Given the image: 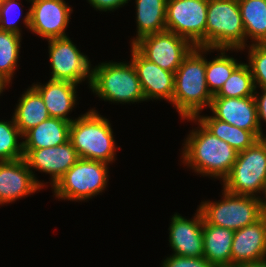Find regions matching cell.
Here are the masks:
<instances>
[{
    "instance_id": "1",
    "label": "cell",
    "mask_w": 266,
    "mask_h": 267,
    "mask_svg": "<svg viewBox=\"0 0 266 267\" xmlns=\"http://www.w3.org/2000/svg\"><path fill=\"white\" fill-rule=\"evenodd\" d=\"M211 50L194 47L175 71L171 103L183 119L196 117L204 107H210L213 96L208 90L205 76L206 58L202 54Z\"/></svg>"
},
{
    "instance_id": "2",
    "label": "cell",
    "mask_w": 266,
    "mask_h": 267,
    "mask_svg": "<svg viewBox=\"0 0 266 267\" xmlns=\"http://www.w3.org/2000/svg\"><path fill=\"white\" fill-rule=\"evenodd\" d=\"M198 124L199 129L192 130L185 140L183 163L195 173L224 180L231 172L238 152L214 136L199 121Z\"/></svg>"
},
{
    "instance_id": "3",
    "label": "cell",
    "mask_w": 266,
    "mask_h": 267,
    "mask_svg": "<svg viewBox=\"0 0 266 267\" xmlns=\"http://www.w3.org/2000/svg\"><path fill=\"white\" fill-rule=\"evenodd\" d=\"M108 119L92 109L75 119L69 128V140L79 158L109 164L115 160V140Z\"/></svg>"
},
{
    "instance_id": "4",
    "label": "cell",
    "mask_w": 266,
    "mask_h": 267,
    "mask_svg": "<svg viewBox=\"0 0 266 267\" xmlns=\"http://www.w3.org/2000/svg\"><path fill=\"white\" fill-rule=\"evenodd\" d=\"M245 42L238 0H208L205 48L240 51Z\"/></svg>"
},
{
    "instance_id": "5",
    "label": "cell",
    "mask_w": 266,
    "mask_h": 267,
    "mask_svg": "<svg viewBox=\"0 0 266 267\" xmlns=\"http://www.w3.org/2000/svg\"><path fill=\"white\" fill-rule=\"evenodd\" d=\"M91 90L104 101L134 103L145 101L133 64L108 62L92 69Z\"/></svg>"
},
{
    "instance_id": "6",
    "label": "cell",
    "mask_w": 266,
    "mask_h": 267,
    "mask_svg": "<svg viewBox=\"0 0 266 267\" xmlns=\"http://www.w3.org/2000/svg\"><path fill=\"white\" fill-rule=\"evenodd\" d=\"M219 202L205 201L199 206L204 220L233 231L255 223L262 215L260 196L232 194L223 189Z\"/></svg>"
},
{
    "instance_id": "7",
    "label": "cell",
    "mask_w": 266,
    "mask_h": 267,
    "mask_svg": "<svg viewBox=\"0 0 266 267\" xmlns=\"http://www.w3.org/2000/svg\"><path fill=\"white\" fill-rule=\"evenodd\" d=\"M266 181V137L239 152L223 189L232 194L257 196Z\"/></svg>"
},
{
    "instance_id": "8",
    "label": "cell",
    "mask_w": 266,
    "mask_h": 267,
    "mask_svg": "<svg viewBox=\"0 0 266 267\" xmlns=\"http://www.w3.org/2000/svg\"><path fill=\"white\" fill-rule=\"evenodd\" d=\"M108 164L79 159L52 187L62 200L84 201L102 192L108 182Z\"/></svg>"
},
{
    "instance_id": "9",
    "label": "cell",
    "mask_w": 266,
    "mask_h": 267,
    "mask_svg": "<svg viewBox=\"0 0 266 267\" xmlns=\"http://www.w3.org/2000/svg\"><path fill=\"white\" fill-rule=\"evenodd\" d=\"M208 0H167L166 30L205 48Z\"/></svg>"
},
{
    "instance_id": "10",
    "label": "cell",
    "mask_w": 266,
    "mask_h": 267,
    "mask_svg": "<svg viewBox=\"0 0 266 267\" xmlns=\"http://www.w3.org/2000/svg\"><path fill=\"white\" fill-rule=\"evenodd\" d=\"M132 46L147 60L174 73L194 48L187 39L167 30L145 36Z\"/></svg>"
},
{
    "instance_id": "11",
    "label": "cell",
    "mask_w": 266,
    "mask_h": 267,
    "mask_svg": "<svg viewBox=\"0 0 266 267\" xmlns=\"http://www.w3.org/2000/svg\"><path fill=\"white\" fill-rule=\"evenodd\" d=\"M51 80L70 81L79 84L92 79L90 60L82 54L69 37L49 39ZM88 77V78H87Z\"/></svg>"
},
{
    "instance_id": "12",
    "label": "cell",
    "mask_w": 266,
    "mask_h": 267,
    "mask_svg": "<svg viewBox=\"0 0 266 267\" xmlns=\"http://www.w3.org/2000/svg\"><path fill=\"white\" fill-rule=\"evenodd\" d=\"M32 6L28 10L24 24L33 33L46 38L67 37L72 8L64 0H30Z\"/></svg>"
},
{
    "instance_id": "13",
    "label": "cell",
    "mask_w": 266,
    "mask_h": 267,
    "mask_svg": "<svg viewBox=\"0 0 266 267\" xmlns=\"http://www.w3.org/2000/svg\"><path fill=\"white\" fill-rule=\"evenodd\" d=\"M23 152L34 178L36 179L32 169L49 173L52 186L80 159L70 140L53 147L23 149Z\"/></svg>"
},
{
    "instance_id": "14",
    "label": "cell",
    "mask_w": 266,
    "mask_h": 267,
    "mask_svg": "<svg viewBox=\"0 0 266 267\" xmlns=\"http://www.w3.org/2000/svg\"><path fill=\"white\" fill-rule=\"evenodd\" d=\"M209 108L216 119L251 131L258 139H261L254 96L242 98L213 97Z\"/></svg>"
},
{
    "instance_id": "15",
    "label": "cell",
    "mask_w": 266,
    "mask_h": 267,
    "mask_svg": "<svg viewBox=\"0 0 266 267\" xmlns=\"http://www.w3.org/2000/svg\"><path fill=\"white\" fill-rule=\"evenodd\" d=\"M44 187L34 178L24 158L0 162V205L35 193Z\"/></svg>"
},
{
    "instance_id": "16",
    "label": "cell",
    "mask_w": 266,
    "mask_h": 267,
    "mask_svg": "<svg viewBox=\"0 0 266 267\" xmlns=\"http://www.w3.org/2000/svg\"><path fill=\"white\" fill-rule=\"evenodd\" d=\"M131 48V63L141 83L145 101L163 98L172 102L175 73L162 69L144 58L133 46Z\"/></svg>"
},
{
    "instance_id": "17",
    "label": "cell",
    "mask_w": 266,
    "mask_h": 267,
    "mask_svg": "<svg viewBox=\"0 0 266 267\" xmlns=\"http://www.w3.org/2000/svg\"><path fill=\"white\" fill-rule=\"evenodd\" d=\"M169 227V242L174 255L186 257H201L204 251L203 221L198 208L194 218L185 219L180 214H174Z\"/></svg>"
},
{
    "instance_id": "18",
    "label": "cell",
    "mask_w": 266,
    "mask_h": 267,
    "mask_svg": "<svg viewBox=\"0 0 266 267\" xmlns=\"http://www.w3.org/2000/svg\"><path fill=\"white\" fill-rule=\"evenodd\" d=\"M266 259V217L238 229L234 233L231 266Z\"/></svg>"
},
{
    "instance_id": "19",
    "label": "cell",
    "mask_w": 266,
    "mask_h": 267,
    "mask_svg": "<svg viewBox=\"0 0 266 267\" xmlns=\"http://www.w3.org/2000/svg\"><path fill=\"white\" fill-rule=\"evenodd\" d=\"M41 95L50 117L58 118L72 123L67 118L76 103L77 84L70 81L49 80L45 85H32Z\"/></svg>"
},
{
    "instance_id": "20",
    "label": "cell",
    "mask_w": 266,
    "mask_h": 267,
    "mask_svg": "<svg viewBox=\"0 0 266 267\" xmlns=\"http://www.w3.org/2000/svg\"><path fill=\"white\" fill-rule=\"evenodd\" d=\"M235 231L203 221V257L214 267L231 266V250Z\"/></svg>"
},
{
    "instance_id": "21",
    "label": "cell",
    "mask_w": 266,
    "mask_h": 267,
    "mask_svg": "<svg viewBox=\"0 0 266 267\" xmlns=\"http://www.w3.org/2000/svg\"><path fill=\"white\" fill-rule=\"evenodd\" d=\"M70 122L49 117L23 135V149H41L64 144L69 140Z\"/></svg>"
},
{
    "instance_id": "22",
    "label": "cell",
    "mask_w": 266,
    "mask_h": 267,
    "mask_svg": "<svg viewBox=\"0 0 266 267\" xmlns=\"http://www.w3.org/2000/svg\"><path fill=\"white\" fill-rule=\"evenodd\" d=\"M137 36L132 40L133 45L141 38L166 30L167 0H135Z\"/></svg>"
},
{
    "instance_id": "23",
    "label": "cell",
    "mask_w": 266,
    "mask_h": 267,
    "mask_svg": "<svg viewBox=\"0 0 266 267\" xmlns=\"http://www.w3.org/2000/svg\"><path fill=\"white\" fill-rule=\"evenodd\" d=\"M13 117L20 133L24 135L50 116L40 93L31 86L20 97Z\"/></svg>"
},
{
    "instance_id": "24",
    "label": "cell",
    "mask_w": 266,
    "mask_h": 267,
    "mask_svg": "<svg viewBox=\"0 0 266 267\" xmlns=\"http://www.w3.org/2000/svg\"><path fill=\"white\" fill-rule=\"evenodd\" d=\"M185 119L199 121L209 132L228 143L238 153L246 150L259 140L251 131L240 129L213 116L197 115Z\"/></svg>"
},
{
    "instance_id": "25",
    "label": "cell",
    "mask_w": 266,
    "mask_h": 267,
    "mask_svg": "<svg viewBox=\"0 0 266 267\" xmlns=\"http://www.w3.org/2000/svg\"><path fill=\"white\" fill-rule=\"evenodd\" d=\"M245 29V40L253 44L266 43V0H238Z\"/></svg>"
},
{
    "instance_id": "26",
    "label": "cell",
    "mask_w": 266,
    "mask_h": 267,
    "mask_svg": "<svg viewBox=\"0 0 266 267\" xmlns=\"http://www.w3.org/2000/svg\"><path fill=\"white\" fill-rule=\"evenodd\" d=\"M221 54L212 61L206 59V82L208 90L212 96H215L232 72L241 64L233 57L225 55L228 49H220Z\"/></svg>"
},
{
    "instance_id": "27",
    "label": "cell",
    "mask_w": 266,
    "mask_h": 267,
    "mask_svg": "<svg viewBox=\"0 0 266 267\" xmlns=\"http://www.w3.org/2000/svg\"><path fill=\"white\" fill-rule=\"evenodd\" d=\"M255 85L249 65L241 63L213 97L242 98L254 96Z\"/></svg>"
},
{
    "instance_id": "28",
    "label": "cell",
    "mask_w": 266,
    "mask_h": 267,
    "mask_svg": "<svg viewBox=\"0 0 266 267\" xmlns=\"http://www.w3.org/2000/svg\"><path fill=\"white\" fill-rule=\"evenodd\" d=\"M21 35L0 30V75L11 82L17 68Z\"/></svg>"
},
{
    "instance_id": "29",
    "label": "cell",
    "mask_w": 266,
    "mask_h": 267,
    "mask_svg": "<svg viewBox=\"0 0 266 267\" xmlns=\"http://www.w3.org/2000/svg\"><path fill=\"white\" fill-rule=\"evenodd\" d=\"M18 136L23 138L14 117L12 121H0V162L24 158L23 142H18Z\"/></svg>"
},
{
    "instance_id": "30",
    "label": "cell",
    "mask_w": 266,
    "mask_h": 267,
    "mask_svg": "<svg viewBox=\"0 0 266 267\" xmlns=\"http://www.w3.org/2000/svg\"><path fill=\"white\" fill-rule=\"evenodd\" d=\"M249 67L252 72L255 88L266 89V43L251 44L249 47Z\"/></svg>"
},
{
    "instance_id": "31",
    "label": "cell",
    "mask_w": 266,
    "mask_h": 267,
    "mask_svg": "<svg viewBox=\"0 0 266 267\" xmlns=\"http://www.w3.org/2000/svg\"><path fill=\"white\" fill-rule=\"evenodd\" d=\"M18 1L2 0L0 3V30L21 35L17 22L21 17L22 9Z\"/></svg>"
},
{
    "instance_id": "32",
    "label": "cell",
    "mask_w": 266,
    "mask_h": 267,
    "mask_svg": "<svg viewBox=\"0 0 266 267\" xmlns=\"http://www.w3.org/2000/svg\"><path fill=\"white\" fill-rule=\"evenodd\" d=\"M162 267H214L207 259L201 257H186L180 255H171L167 257Z\"/></svg>"
},
{
    "instance_id": "33",
    "label": "cell",
    "mask_w": 266,
    "mask_h": 267,
    "mask_svg": "<svg viewBox=\"0 0 266 267\" xmlns=\"http://www.w3.org/2000/svg\"><path fill=\"white\" fill-rule=\"evenodd\" d=\"M129 0H88L90 5L94 7L96 10L100 11H113L120 8L121 6H124L126 3H128Z\"/></svg>"
},
{
    "instance_id": "34",
    "label": "cell",
    "mask_w": 266,
    "mask_h": 267,
    "mask_svg": "<svg viewBox=\"0 0 266 267\" xmlns=\"http://www.w3.org/2000/svg\"><path fill=\"white\" fill-rule=\"evenodd\" d=\"M261 96H258V93L255 88V93H254V98L256 102V107H257V114H258V122L260 126V131H261V138L266 137L261 129V119H263L266 122V89L261 88ZM256 94V95H255Z\"/></svg>"
},
{
    "instance_id": "35",
    "label": "cell",
    "mask_w": 266,
    "mask_h": 267,
    "mask_svg": "<svg viewBox=\"0 0 266 267\" xmlns=\"http://www.w3.org/2000/svg\"><path fill=\"white\" fill-rule=\"evenodd\" d=\"M239 267H266V259L257 261V262H249L242 265H239Z\"/></svg>"
},
{
    "instance_id": "36",
    "label": "cell",
    "mask_w": 266,
    "mask_h": 267,
    "mask_svg": "<svg viewBox=\"0 0 266 267\" xmlns=\"http://www.w3.org/2000/svg\"><path fill=\"white\" fill-rule=\"evenodd\" d=\"M262 193H264L265 198L263 200L262 198H260V204H261L262 215L266 217V181Z\"/></svg>"
},
{
    "instance_id": "37",
    "label": "cell",
    "mask_w": 266,
    "mask_h": 267,
    "mask_svg": "<svg viewBox=\"0 0 266 267\" xmlns=\"http://www.w3.org/2000/svg\"><path fill=\"white\" fill-rule=\"evenodd\" d=\"M8 84L9 82L0 75V94L3 92V90Z\"/></svg>"
},
{
    "instance_id": "38",
    "label": "cell",
    "mask_w": 266,
    "mask_h": 267,
    "mask_svg": "<svg viewBox=\"0 0 266 267\" xmlns=\"http://www.w3.org/2000/svg\"><path fill=\"white\" fill-rule=\"evenodd\" d=\"M223 267H239V266H223Z\"/></svg>"
}]
</instances>
